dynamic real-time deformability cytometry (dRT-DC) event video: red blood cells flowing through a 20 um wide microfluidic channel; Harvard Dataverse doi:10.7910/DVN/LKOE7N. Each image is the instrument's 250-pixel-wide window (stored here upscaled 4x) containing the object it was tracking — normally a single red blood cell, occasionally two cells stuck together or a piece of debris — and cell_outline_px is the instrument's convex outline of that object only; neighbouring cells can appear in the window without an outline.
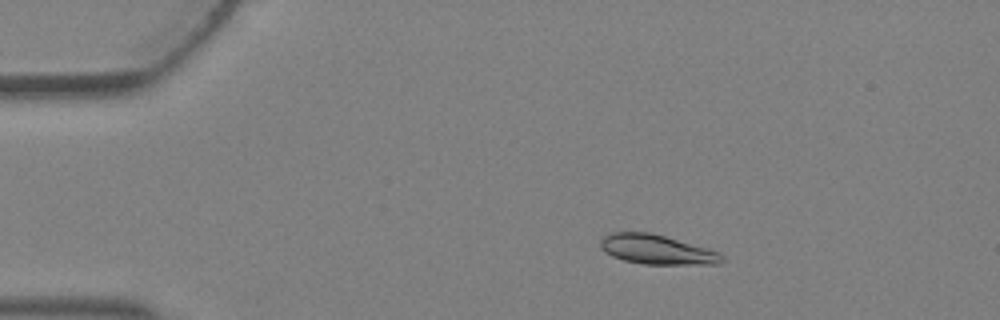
{"species": "Egyptian fruit bat (a non-hibernating species)", "species_latin": "Rousettus aegyptiacus", "temperature_condition": "warm", "stored_images_in_passage": 4, "camera_frame_rate_fps": 3000, "um_per_image_px": 0.085, "animal": {"sex": "female"}, "frame": {"image": 1, "passage_image": 3, "time_ms": 0.667, "image_size_px": [1000, 320], "cell_outline_px": [[724, 260], [720, 264], [644, 264], [624, 260], [612, 256], [604, 252], [600, 248], [600, 240], [604, 236], [612, 232], [652, 232], [720, 252], [724, 256]], "centroid_in_image_um": [55.82, 21.21], "position_along_channel_um": 29.2, "area_um2": 20.98}}